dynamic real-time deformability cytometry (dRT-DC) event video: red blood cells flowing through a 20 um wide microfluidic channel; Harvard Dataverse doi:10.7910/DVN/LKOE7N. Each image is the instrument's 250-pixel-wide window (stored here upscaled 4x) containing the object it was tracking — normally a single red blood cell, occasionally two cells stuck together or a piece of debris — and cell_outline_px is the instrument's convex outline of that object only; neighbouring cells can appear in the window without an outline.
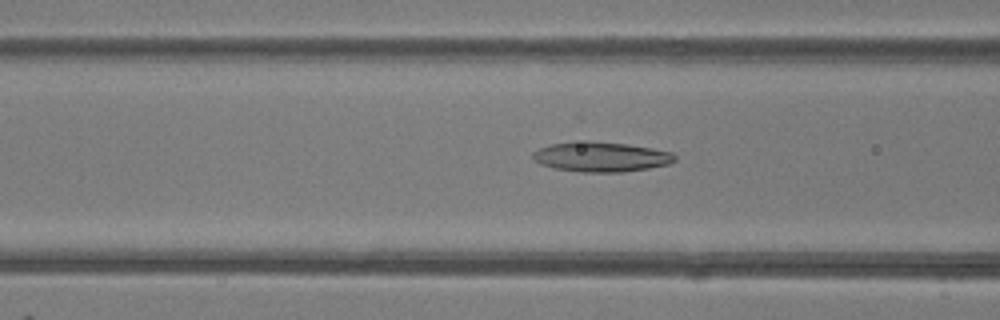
{"species": "common noctule bat (a hibernating species)", "species_latin": "Nyctalus noctula", "temperature_condition": "room temperature", "stored_images_in_passage": 10, "camera_frame_rate_fps": 3000, "um_per_image_px": 0.085, "animal": {"sex": "female"}, "frame": {"image": 1, "passage_image": 5, "time_ms": 1.333, "image_size_px": [1000, 320], "cell_outline_px": [[676, 160], [668, 164], [648, 168], [624, 172], [580, 172], [552, 168], [540, 164], [532, 160], [532, 152], [540, 148], [552, 144], [572, 140], [588, 140], [628, 144], [652, 148], [672, 152], [676, 156]], "centroid_in_image_um": [51.04, 13.32], "position_along_channel_um": 115.6, "area_um2": 25.14}}
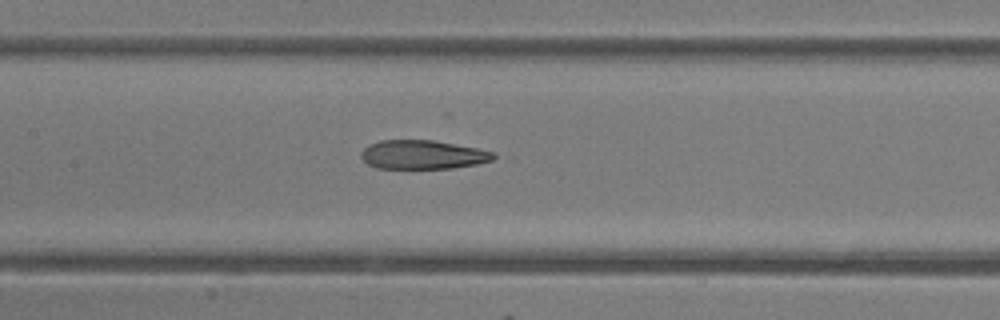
{"frame": {"image": 2, "passage_image": 9, "time_ms": 2.667, "image_size_px": [1000, 320], "cell_outline_px": [[496, 156], [492, 160], [476, 164], [452, 168], [376, 168], [368, 164], [360, 156], [360, 152], [364, 148], [380, 140], [432, 140], [476, 148], [496, 152]], "centroid_in_image_um": [35.93, 13.15], "position_along_channel_um": 171.5, "area_um2": 22.14}}